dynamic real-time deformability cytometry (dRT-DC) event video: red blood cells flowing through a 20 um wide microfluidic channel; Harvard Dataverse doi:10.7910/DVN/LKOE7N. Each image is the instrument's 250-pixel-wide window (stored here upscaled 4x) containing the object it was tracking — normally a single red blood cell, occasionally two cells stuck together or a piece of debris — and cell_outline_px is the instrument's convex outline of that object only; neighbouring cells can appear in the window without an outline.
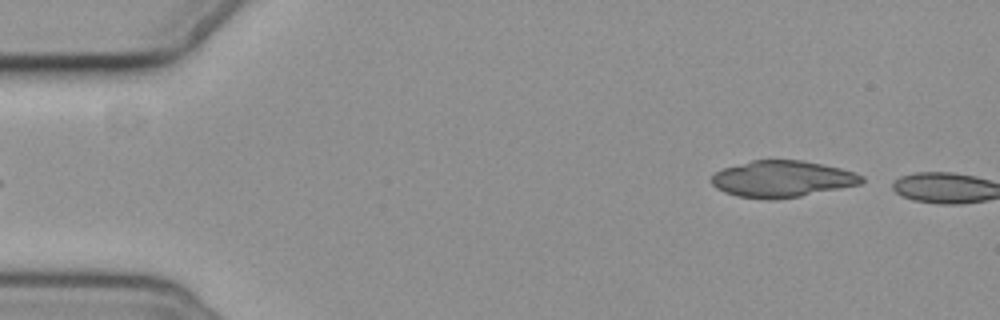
{"species": "common noctule bat (a hibernating species)", "species_latin": "Nyctalus noctula", "temperature_condition": "cold", "stored_images_in_passage": 3, "camera_frame_rate_fps": 3000, "um_per_image_px": 0.085, "animal": {"sex": "female", "body_mass_g": 19.3, "forearm_length_mm": 54.1}, "frame": {"image": 1, "passage_image": 3, "time_ms": 2.333, "image_size_px": [1000, 320], "cell_outline_px": [[864, 180], [860, 184], [800, 196], [768, 200], [736, 196], [724, 192], [716, 188], [712, 184], [712, 176], [716, 172], [724, 168], [752, 160], [800, 160], [824, 164], [856, 172], [864, 176]], "centroid_in_image_um": [66.49, 15.21], "position_along_channel_um": 18.5, "area_um2": 31.85}}